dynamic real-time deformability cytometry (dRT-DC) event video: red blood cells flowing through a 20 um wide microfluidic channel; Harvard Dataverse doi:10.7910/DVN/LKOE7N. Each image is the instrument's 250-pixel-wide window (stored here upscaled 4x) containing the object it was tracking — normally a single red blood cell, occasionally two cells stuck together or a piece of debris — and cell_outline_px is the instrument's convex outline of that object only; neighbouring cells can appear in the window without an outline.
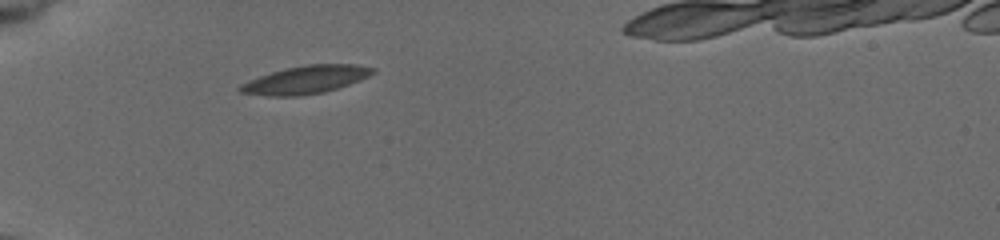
{"species": "common noctule bat (a hibernating species)", "species_latin": "Nyctalus noctula", "temperature_condition": "cold", "stored_images_in_passage": 10, "camera_frame_rate_fps": 3000, "um_per_image_px": 0.085, "animal": {"sex": "female", "body_mass_g": 19.5, "forearm_length_mm": 54.1}, "frame": {"image": 1, "passage_image": 1, "time_ms": 0.0, "image_size_px": [1000, 240], "cell_outline_px": [[376, 72], [360, 80], [324, 92], [300, 96], [268, 96], [240, 92], [236, 88], [240, 84], [260, 76], [284, 68], [308, 64], [356, 64], [376, 68]], "centroid_in_image_um": [25.99, 6.77], "position_along_channel_um": 59.0, "area_um2": 21.56}}
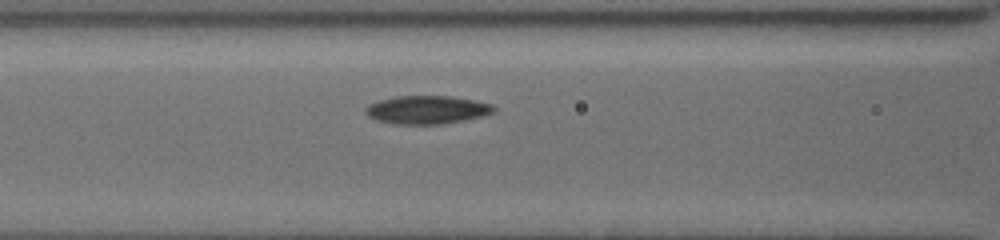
{"frame": {"image": 2, "passage_image": 7, "time_ms": 2.333, "image_size_px": [1000, 240], "cell_outline_px": [[496, 108], [492, 112], [480, 116], [464, 120], [444, 124], [396, 124], [376, 120], [368, 116], [364, 112], [364, 108], [368, 104], [380, 100], [396, 96], [452, 96], [492, 104]], "centroid_in_image_um": [36.24, 9.33], "position_along_channel_um": 130.4, "area_um2": 21.04}}
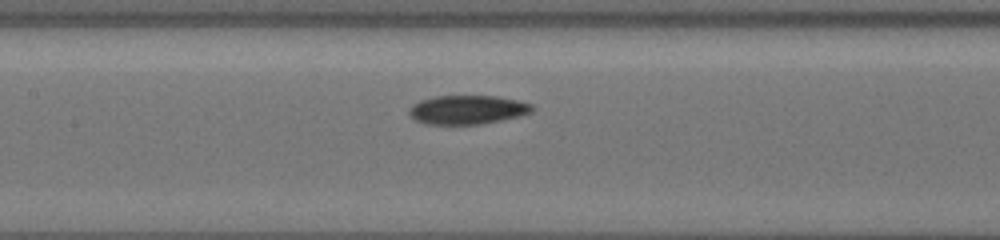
{"frame": {"image": 3, "passage_image": 10, "time_ms": 3.333, "image_size_px": [1000, 240], "cell_outline_px": [[536, 108], [532, 112], [520, 116], [480, 124], [428, 124], [416, 120], [408, 112], [408, 108], [412, 104], [420, 100], [436, 96], [496, 96], [516, 100], [532, 104]], "centroid_in_image_um": [39.74, 9.32], "position_along_channel_um": 167.7, "area_um2": 20.69}}